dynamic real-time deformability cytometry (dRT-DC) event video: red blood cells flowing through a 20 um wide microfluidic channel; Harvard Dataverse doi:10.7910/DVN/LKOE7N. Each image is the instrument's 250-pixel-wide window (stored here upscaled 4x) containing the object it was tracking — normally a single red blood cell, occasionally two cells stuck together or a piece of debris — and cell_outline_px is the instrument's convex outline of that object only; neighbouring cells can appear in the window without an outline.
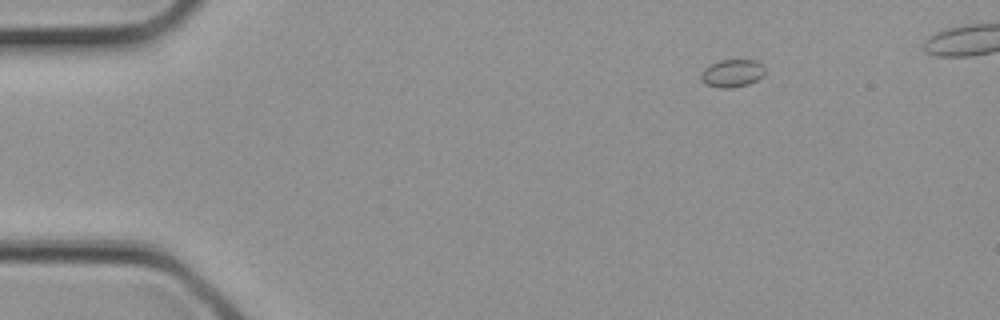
{"species": "common noctule bat (a hibernating species)", "species_latin": "Nyctalus noctula", "temperature_condition": "cold", "stored_images_in_passage": 2, "segment_of_instrument_passage": [2, 2], "camera_frame_rate_fps": 3000, "um_per_image_px": 0.085, "animal": {"sex": "female", "body_mass_g": 21.9}, "frame": {"image": 1, "passage_image": 2, "time_ms": 0.333, "image_size_px": [1000, 320], "cell_outline_px": [[764, 76], [748, 84], [728, 88], [720, 88], [704, 84], [700, 80], [700, 72], [708, 64], [720, 60], [756, 60], [764, 64]], "centroid_in_image_um": [62.2, 6.22], "position_along_channel_um": 22.8, "area_um2": 10.58}}